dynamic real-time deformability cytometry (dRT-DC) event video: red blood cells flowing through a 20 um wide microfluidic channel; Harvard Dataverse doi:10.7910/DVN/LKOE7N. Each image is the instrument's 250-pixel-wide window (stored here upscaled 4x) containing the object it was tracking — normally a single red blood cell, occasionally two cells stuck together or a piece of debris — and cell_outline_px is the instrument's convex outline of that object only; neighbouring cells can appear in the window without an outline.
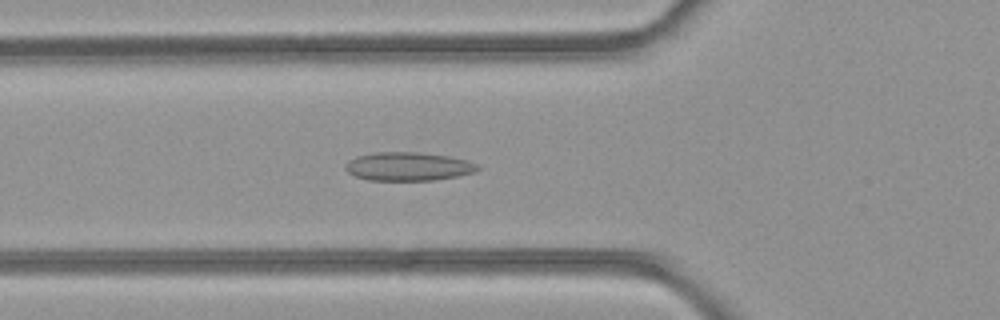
{"species": "common noctule bat (a hibernating species)", "species_latin": "Nyctalus noctula", "temperature_condition": "room temperature", "stored_images_in_passage": 38, "camera_frame_rate_fps": 3000, "um_per_image_px": 0.085, "animal": {"sex": "female", "body_mass_g": 21.9}, "frame": {"image": 1, "passage_image": 7, "time_ms": 2.0, "image_size_px": [1000, 320], "cell_outline_px": [[480, 168], [476, 172], [456, 176], [432, 180], [368, 180], [356, 176], [348, 172], [344, 168], [348, 160], [356, 156], [376, 152], [416, 152], [448, 156], [468, 160], [476, 164]], "centroid_in_image_um": [34.69, 14.14], "position_along_channel_um": 91.1, "area_um2": 21.91}}
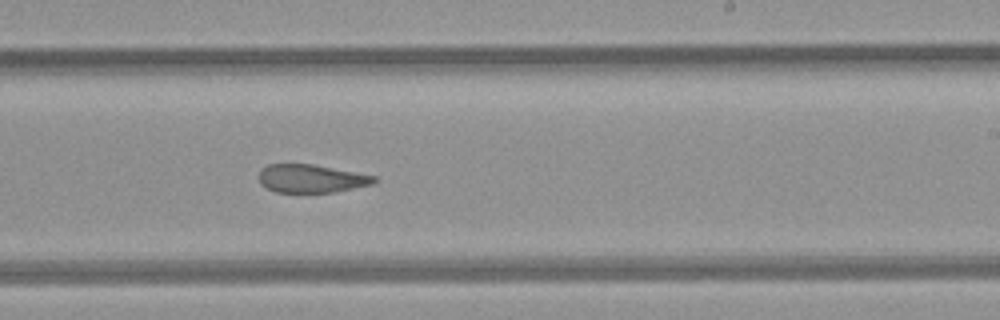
{"frame": {"image": 2, "passage_image": 19, "time_ms": 6.0, "image_size_px": [1000, 320], "cell_outline_px": [[376, 180], [372, 184], [336, 192], [276, 192], [260, 184], [260, 172], [268, 164], [312, 164], [376, 176]], "centroid_in_image_um": [26.46, 15.18], "position_along_channel_um": 262.5, "area_um2": 18.67}}
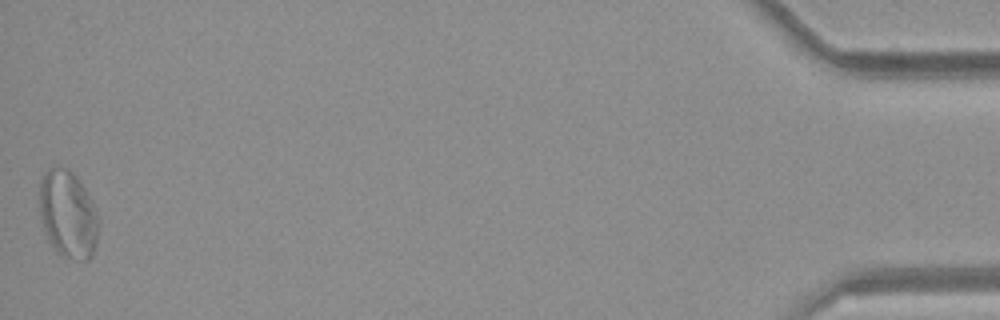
{"frame": {"image": 3, "passage_image": 38, "time_ms": 12.333, "image_size_px": [1000, 320], "cell_outline_px": [[100, 224], [96, 244], [92, 256], [88, 260], [76, 260], [64, 256], [56, 252], [48, 240], [40, 216], [40, 184], [44, 172], [52, 164], [68, 168], [76, 176], [92, 200], [100, 216]], "centroid_in_image_um": [5.8, 18.2], "position_along_channel_um": 429.4, "area_um2": 30.69}, "authors_computed_cell_mechanics": {"area_um2": 21.7617, "velocity_mm_per_s": 4.2769, "shape_relaxation_time_tau1_ms": null, "shape_relaxation_time_tau2_ms": 2.0354, "deformation_change_tau1": null, "deformation_change_tau2": 0.0927}}